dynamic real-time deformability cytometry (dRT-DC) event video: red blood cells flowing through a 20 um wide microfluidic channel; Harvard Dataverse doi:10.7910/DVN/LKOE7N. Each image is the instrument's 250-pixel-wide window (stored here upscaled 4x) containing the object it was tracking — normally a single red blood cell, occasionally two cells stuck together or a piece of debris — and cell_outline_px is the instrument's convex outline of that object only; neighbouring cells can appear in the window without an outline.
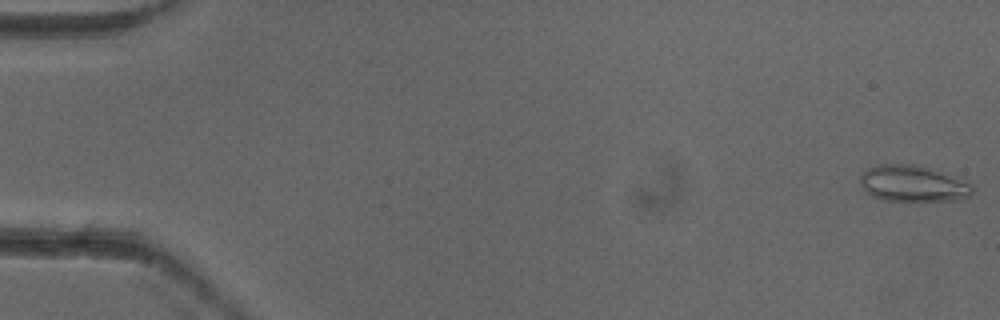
{"species": "common noctule bat (a hibernating species)", "species_latin": "Nyctalus noctula", "temperature_condition": "cold", "stored_images_in_passage": 6, "camera_frame_rate_fps": 3000, "um_per_image_px": 0.085, "animal": {"sex": "female"}, "frame": {"image": 1, "passage_image": 1, "time_ms": 0.0, "image_size_px": [1000, 320], "cell_outline_px": [[976, 188], [972, 196], [960, 200], [884, 200], [872, 196], [860, 184], [860, 176], [868, 168], [880, 164], [912, 164], [932, 168], [964, 180], [972, 184]], "centroid_in_image_um": [77.67, 15.6], "position_along_channel_um": 7.3, "area_um2": 23.81}}